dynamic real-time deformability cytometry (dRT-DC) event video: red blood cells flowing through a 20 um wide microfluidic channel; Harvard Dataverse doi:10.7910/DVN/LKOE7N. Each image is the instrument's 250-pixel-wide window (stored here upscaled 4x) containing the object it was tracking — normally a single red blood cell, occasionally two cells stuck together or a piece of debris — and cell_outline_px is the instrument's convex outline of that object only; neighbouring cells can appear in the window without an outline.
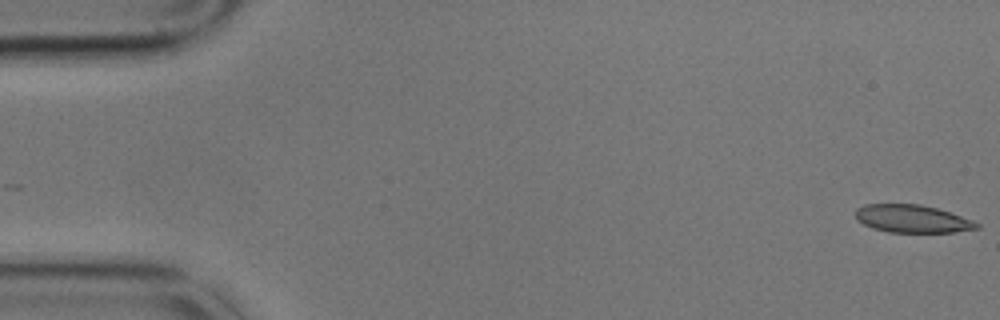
{"species": "common noctule bat (a hibernating species)", "species_latin": "Nyctalus noctula", "temperature_condition": "cold", "stored_images_in_passage": 58, "camera_frame_rate_fps": 3000, "um_per_image_px": 0.085, "animal": {"sex": "male", "body_mass_g": 17.9}, "frame": {"image": 1, "passage_image": 1, "time_ms": 0.0, "image_size_px": [1000, 320], "cell_outline_px": [[980, 228], [956, 232], [888, 232], [872, 228], [856, 220], [856, 208], [864, 204], [920, 204], [936, 208], [972, 220], [980, 224]], "centroid_in_image_um": [77.52, 18.6], "position_along_channel_um": 7.5, "area_um2": 19.59}}
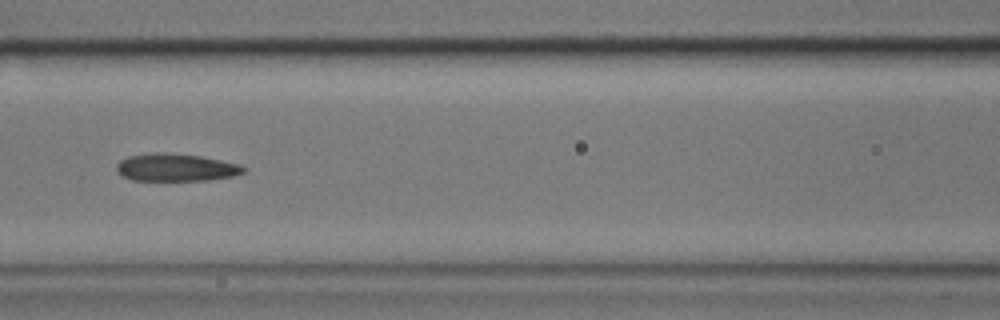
{"frame": {"image": 2, "passage_image": 25, "time_ms": 8.0, "image_size_px": [1000, 320], "cell_outline_px": [[248, 168], [244, 172], [232, 176], [208, 180], [132, 180], [116, 172], [116, 164], [120, 160], [128, 156], [156, 152], [164, 152], [200, 156], [240, 164]], "centroid_in_image_um": [14.94, 14.23], "position_along_channel_um": 151.7, "area_um2": 20.4}}
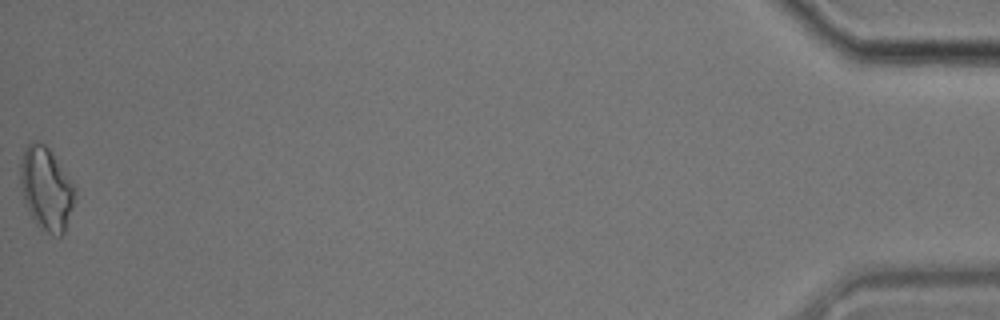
{"frame": {"image": 3, "passage_image": 58, "time_ms": 19.0, "image_size_px": [1000, 320], "cell_outline_px": [[76, 188], [72, 208], [64, 232], [60, 236], [52, 236], [40, 228], [36, 224], [24, 200], [20, 184], [20, 160], [24, 148], [32, 140], [40, 140], [52, 152]], "centroid_in_image_um": [3.91, 16.01], "position_along_channel_um": 431.3, "area_um2": 26.41}, "authors_computed_cell_mechanics": {"area_um2": 20.9236, "velocity_mm_per_s": 3.4396, "shape_relaxation_time_tau1_ms": 3.5678, "shape_relaxation_time_tau2_ms": 4.2401, "deformation_change_tau1": 0.1143, "deformation_change_tau2": 0.1362}}